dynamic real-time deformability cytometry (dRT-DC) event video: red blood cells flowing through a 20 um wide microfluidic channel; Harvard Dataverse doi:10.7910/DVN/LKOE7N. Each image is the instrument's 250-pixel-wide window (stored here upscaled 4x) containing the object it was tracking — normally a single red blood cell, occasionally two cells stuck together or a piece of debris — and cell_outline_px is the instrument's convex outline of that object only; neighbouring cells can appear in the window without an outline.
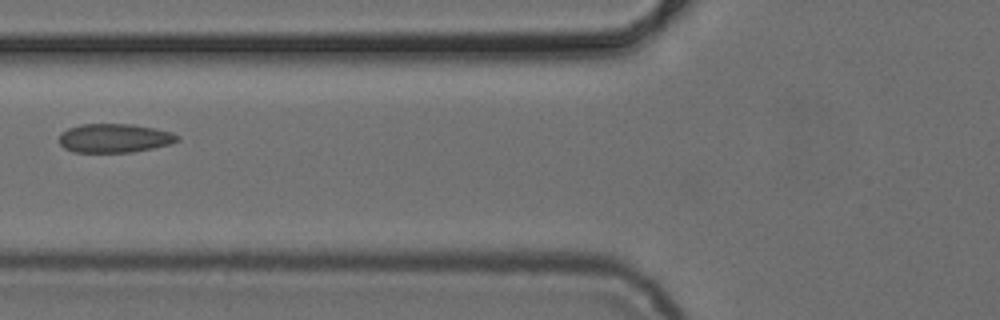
{"species": "common noctule bat (a hibernating species)", "species_latin": "Nyctalus noctula", "temperature_condition": "cold", "stored_images_in_passage": 5, "camera_frame_rate_fps": 3000, "um_per_image_px": 0.085, "animal": {"sex": "female", "body_mass_g": 24.6, "forearm_length_mm": 56.2}, "frame": {"image": 1, "passage_image": 5, "time_ms": 4.667, "image_size_px": [1000, 320], "cell_outline_px": [[180, 140], [172, 144], [132, 152], [72, 152], [64, 148], [60, 144], [60, 132], [68, 128], [80, 124], [132, 124], [172, 132], [180, 136]], "centroid_in_image_um": [9.73, 11.74], "position_along_channel_um": 116.1, "area_um2": 20.0}}